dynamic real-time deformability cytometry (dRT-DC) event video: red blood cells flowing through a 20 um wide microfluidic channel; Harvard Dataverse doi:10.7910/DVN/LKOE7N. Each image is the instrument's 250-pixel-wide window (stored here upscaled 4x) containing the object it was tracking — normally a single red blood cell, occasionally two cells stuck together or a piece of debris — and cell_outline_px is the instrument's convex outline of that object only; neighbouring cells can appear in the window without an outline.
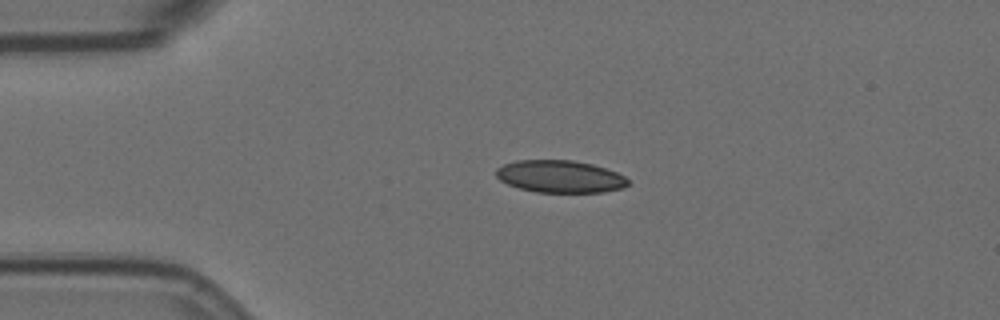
{"species": "Egyptian fruit bat (a non-hibernating species)", "species_latin": "Rousettus aegyptiacus", "temperature_condition": "room temperature", "stored_images_in_passage": 45, "camera_frame_rate_fps": 3000, "um_per_image_px": 0.085, "animal": {"sex": "female"}, "frame": {"image": 1, "passage_image": 1, "time_ms": 0.0, "image_size_px": [1000, 320], "cell_outline_px": [[628, 184], [624, 188], [604, 192], [536, 192], [520, 188], [508, 184], [500, 180], [496, 176], [496, 168], [504, 164], [516, 160], [572, 160], [592, 164], [616, 172], [624, 176], [628, 180]], "centroid_in_image_um": [47.6, 15.0], "position_along_channel_um": 37.4, "area_um2": 24.8}}
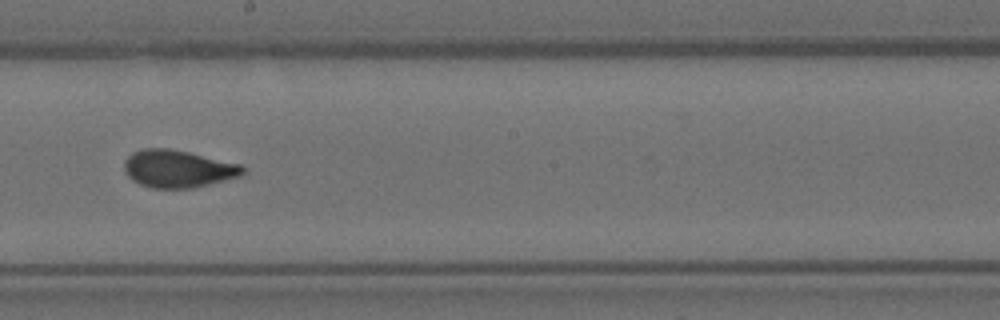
{"frame": {"image": 2, "passage_image": 20, "time_ms": 6.333, "image_size_px": [1000, 320], "cell_outline_px": [[244, 172], [240, 176], [192, 188], [152, 188], [140, 184], [132, 180], [124, 172], [124, 160], [132, 152], [144, 148], [168, 148], [188, 152], [240, 164], [244, 168]], "centroid_in_image_um": [15.08, 14.34], "position_along_channel_um": 233.1, "area_um2": 25.78}}
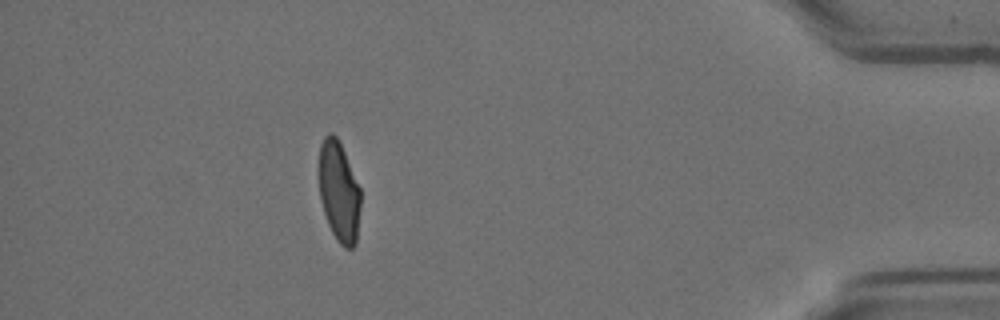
{"frame": {"image": 3, "passage_image": 39, "time_ms": 12.667, "image_size_px": [1000, 320], "cell_outline_px": [[360, 208], [356, 244], [352, 248], [344, 248], [336, 240], [328, 224], [320, 200], [320, 144], [324, 136], [328, 132], [332, 132], [336, 136], [344, 152], [360, 188]], "centroid_in_image_um": [28.82, 16.32], "position_along_channel_um": 406.4, "area_um2": 24.16}, "authors_computed_cell_mechanics": {"area_um2": 25.721, "velocity_mm_per_s": 3.5696, "shape_relaxation_time_tau1_ms": 5.9982, "shape_relaxation_time_tau2_ms": 0.7221, "deformation_change_tau1": 0.1632, "deformation_change_tau2": 0.0477}}